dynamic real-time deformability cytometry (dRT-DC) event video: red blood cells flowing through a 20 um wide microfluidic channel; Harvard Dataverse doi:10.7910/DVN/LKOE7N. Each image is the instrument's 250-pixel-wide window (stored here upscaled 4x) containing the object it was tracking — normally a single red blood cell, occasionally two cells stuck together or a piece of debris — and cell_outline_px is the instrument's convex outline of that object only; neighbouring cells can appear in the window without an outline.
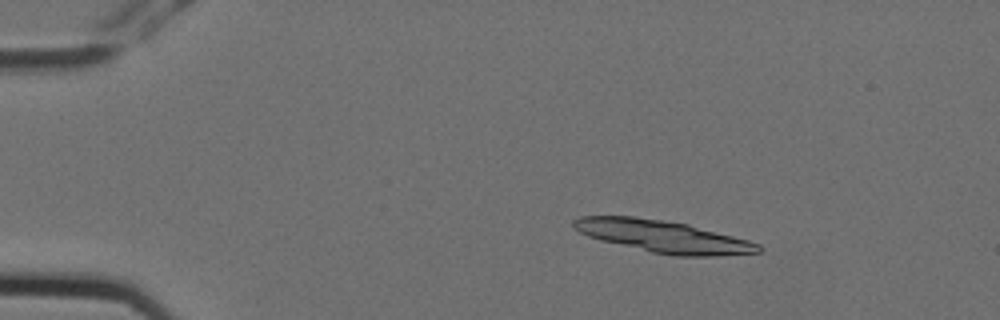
{"species": "Egyptian fruit bat (a non-hibernating species)", "species_latin": "Rousettus aegyptiacus", "temperature_condition": "cold", "stored_images_in_passage": 3, "camera_frame_rate_fps": 3000, "um_per_image_px": 0.085, "animal": {"sex": "female"}, "frame": {"image": 1, "passage_image": 2, "time_ms": 0.333, "image_size_px": [1000, 320], "cell_outline_px": [[764, 248], [760, 252], [716, 256], [672, 256], [652, 252], [600, 240], [588, 236], [580, 232], [572, 224], [572, 220], [580, 216], [632, 216], [664, 220], [688, 224], [748, 240], [760, 244]], "centroid_in_image_um": [56.38, 20.1], "position_along_channel_um": 28.6, "area_um2": 34.51}}